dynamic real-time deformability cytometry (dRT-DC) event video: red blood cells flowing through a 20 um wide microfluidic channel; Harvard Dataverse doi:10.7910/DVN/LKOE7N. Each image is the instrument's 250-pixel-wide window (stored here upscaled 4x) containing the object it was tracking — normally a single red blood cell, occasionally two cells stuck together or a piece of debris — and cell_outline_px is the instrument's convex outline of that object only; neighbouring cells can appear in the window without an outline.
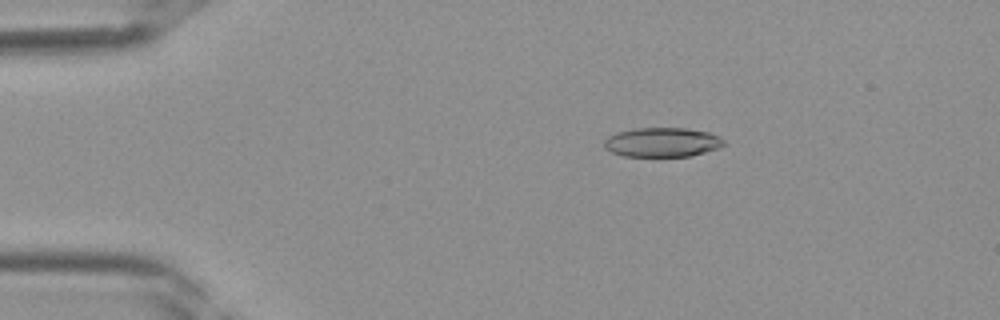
{"species": "Egyptian fruit bat (a non-hibernating species)", "species_latin": "Rousettus aegyptiacus", "temperature_condition": "room temperature", "stored_images_in_passage": 39, "camera_frame_rate_fps": 3000, "um_per_image_px": 0.085, "frame": {"image": 1, "passage_image": 7, "time_ms": 2.0, "image_size_px": [1000, 320], "cell_outline_px": [[724, 144], [716, 148], [692, 156], [624, 156], [612, 152], [604, 148], [604, 140], [608, 136], [616, 132], [636, 128], [684, 128], [708, 132], [720, 136], [724, 140]], "centroid_in_image_um": [56.26, 12.09], "position_along_channel_um": 28.7, "area_um2": 20.4}}
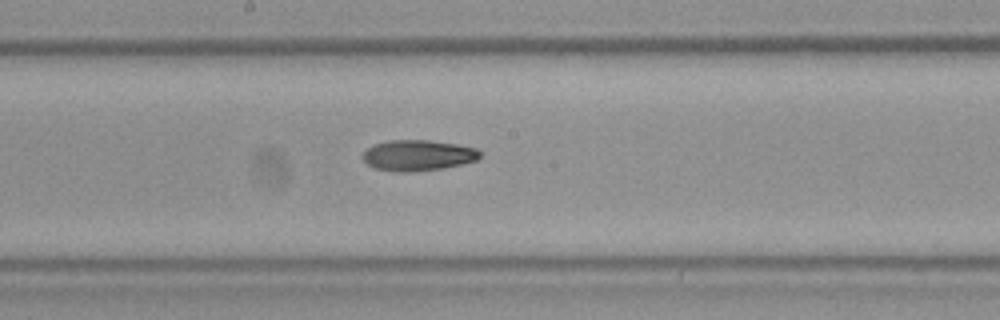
{"frame": {"image": 2, "passage_image": 21, "time_ms": 6.667, "image_size_px": [1000, 320], "cell_outline_px": [[480, 156], [476, 160], [444, 168], [408, 172], [396, 172], [376, 168], [368, 164], [360, 156], [368, 148], [376, 144], [388, 140], [428, 140], [456, 144], [476, 148], [480, 152]], "centroid_in_image_um": [35.51, 13.2], "position_along_channel_um": 212.7, "area_um2": 20.87}}
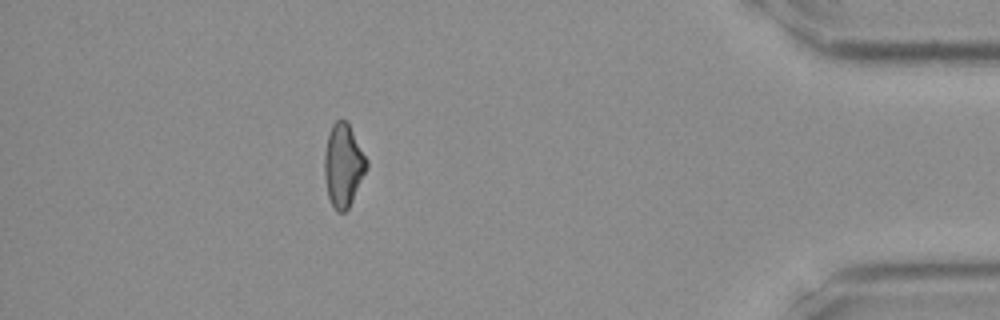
{"frame": {"image": 3, "passage_image": 35, "time_ms": 11.333, "image_size_px": [1000, 320], "cell_outline_px": [[368, 168], [348, 208], [344, 212], [336, 212], [328, 196], [324, 176], [324, 152], [328, 132], [332, 124], [340, 116], [348, 124], [368, 160]], "centroid_in_image_um": [29.16, 14.03], "position_along_channel_um": 406.0, "area_um2": 20.46}}